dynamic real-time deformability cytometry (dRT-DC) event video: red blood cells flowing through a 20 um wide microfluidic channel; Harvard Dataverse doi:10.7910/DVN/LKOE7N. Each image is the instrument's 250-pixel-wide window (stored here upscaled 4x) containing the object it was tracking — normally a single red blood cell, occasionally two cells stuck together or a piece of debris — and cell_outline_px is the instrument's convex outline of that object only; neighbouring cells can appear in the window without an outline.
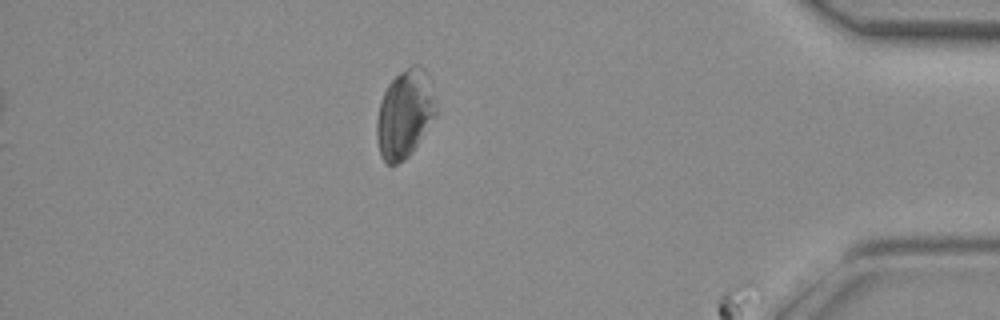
{"species": "common noctule bat (a hibernating species)", "species_latin": "Nyctalus noctula", "temperature_condition": "room temperature", "stored_images_in_passage": 40, "segment_of_instrument_passage": [2, 2], "camera_frame_rate_fps": 3000, "um_per_image_px": 0.085, "animal": {"sex": "female", "body_mass_g": 29.2, "forearm_length_mm": 56.3}, "frame": {"image": 1, "passage_image": 35, "time_ms": 11.333, "image_size_px": [1000, 320], "cell_outline_px": [[436, 116], [412, 152], [404, 160], [396, 164], [388, 164], [380, 156], [376, 136], [376, 120], [380, 100], [388, 84], [400, 72], [412, 64], [420, 64], [428, 72], [436, 100]], "centroid_in_image_um": [34.41, 9.66], "position_along_channel_um": 400.8, "area_um2": 30.81}}